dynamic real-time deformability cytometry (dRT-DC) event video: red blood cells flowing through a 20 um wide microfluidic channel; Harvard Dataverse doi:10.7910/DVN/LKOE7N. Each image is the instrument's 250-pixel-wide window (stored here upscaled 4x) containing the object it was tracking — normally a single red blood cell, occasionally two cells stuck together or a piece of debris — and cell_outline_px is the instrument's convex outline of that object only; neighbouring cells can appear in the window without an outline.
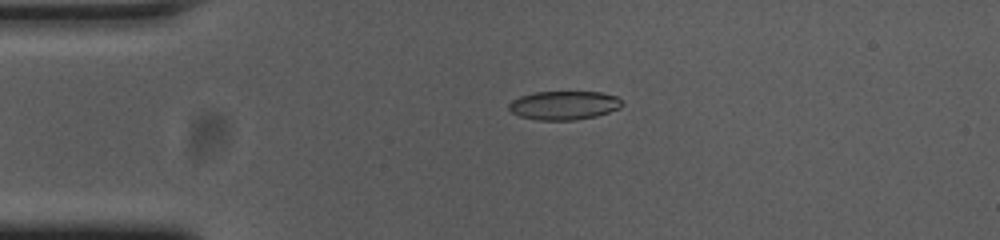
{"species": "common noctule bat (a hibernating species)", "species_latin": "Nyctalus noctula", "temperature_condition": "cold", "stored_images_in_passage": 38, "camera_frame_rate_fps": 3000, "um_per_image_px": 0.085, "animal": {"sex": "female", "body_mass_g": 23.0, "forearm_length_mm": 53.4}, "frame": {"image": 1, "passage_image": 1, "time_ms": 0.0, "image_size_px": [1000, 240], "cell_outline_px": [[624, 104], [620, 108], [596, 116], [572, 120], [536, 120], [520, 116], [512, 112], [508, 108], [508, 104], [512, 100], [520, 96], [536, 92], [600, 92], [616, 96]], "centroid_in_image_um": [47.93, 8.95], "position_along_channel_um": 37.1, "area_um2": 18.9}}
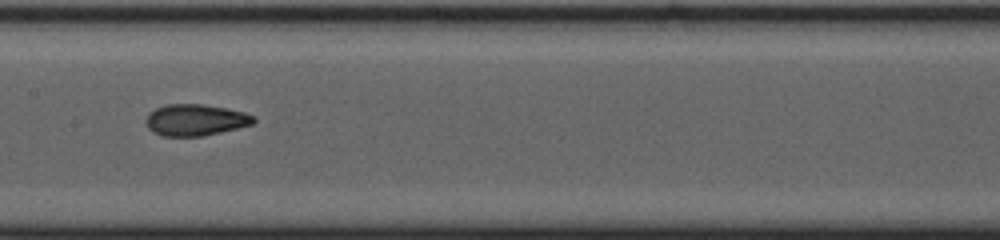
{"frame": {"image": 2, "passage_image": 16, "time_ms": 5.0, "image_size_px": [1000, 240], "cell_outline_px": [[256, 120], [252, 124], [220, 132], [200, 136], [160, 136], [152, 132], [148, 128], [148, 112], [164, 104], [204, 104], [244, 112], [256, 116]], "centroid_in_image_um": [16.61, 10.19], "position_along_channel_um": 190.8, "area_um2": 19.65}}
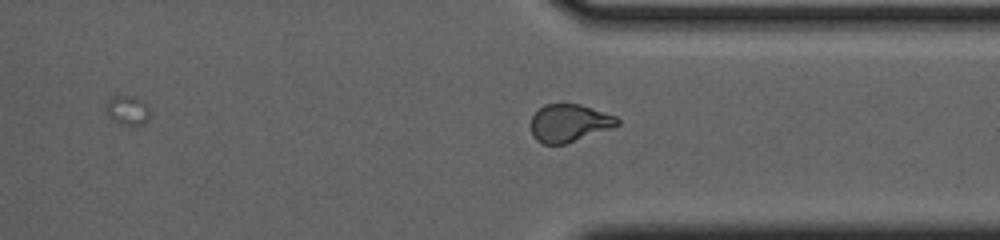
{"frame": {"image": 3, "passage_image": 30, "time_ms": 9.667, "image_size_px": [1000, 240], "cell_outline_px": [[620, 124], [612, 128], [564, 144], [544, 144], [536, 140], [532, 132], [532, 116], [544, 104], [580, 104], [616, 116], [620, 120]], "centroid_in_image_um": [48.4, 10.45], "position_along_channel_um": 363.0, "area_um2": 18.79}, "authors_computed_cell_mechanics": {"area_um2": 19.1607, "velocity_mm_per_s": 3.6962, "shape_relaxation_time_tau1_ms": 9.9154, "shape_relaxation_time_tau2_ms": 1.6242, "deformation_change_tau1": 0.2332, "deformation_change_tau2": 0.0748}}